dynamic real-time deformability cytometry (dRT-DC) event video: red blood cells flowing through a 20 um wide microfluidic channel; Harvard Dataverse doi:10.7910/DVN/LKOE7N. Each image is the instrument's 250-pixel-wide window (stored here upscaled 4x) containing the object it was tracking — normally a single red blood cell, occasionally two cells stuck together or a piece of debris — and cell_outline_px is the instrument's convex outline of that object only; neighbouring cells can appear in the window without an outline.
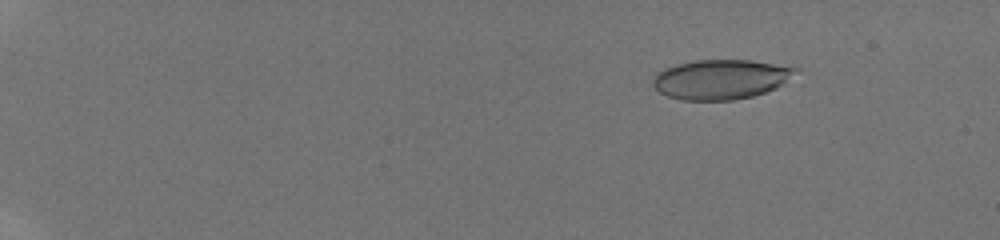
{"species": "human", "species_latin": "Homo sapiens", "temperature_condition": "room temperature", "stored_images_in_passage": 43, "camera_frame_rate_fps": 3000, "um_per_image_px": 0.085, "donor": {"sex": "male"}, "frame": {"image": 1, "passage_image": 8, "time_ms": 2.333, "image_size_px": [1000, 240], "cell_outline_px": [[800, 68], [776, 88], [752, 96], [732, 100], [680, 100], [668, 96], [660, 92], [652, 84], [652, 80], [656, 72], [664, 68], [676, 64], [696, 60], [752, 60], [792, 64]], "centroid_in_image_um": [61.29, 6.72], "position_along_channel_um": 23.7, "area_um2": 33.29}}
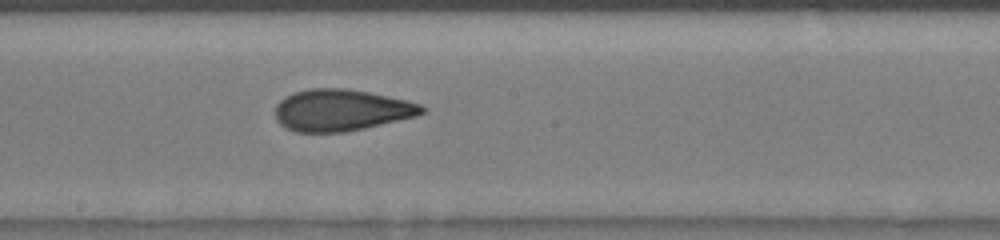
{"frame": {"image": 2, "passage_image": 26, "time_ms": 10.667, "image_size_px": [1000, 240], "cell_outline_px": [[428, 108], [424, 112], [416, 116], [364, 128], [344, 132], [296, 132], [280, 124], [276, 120], [276, 104], [280, 100], [296, 92], [308, 88], [344, 88], [368, 92], [408, 100], [420, 104]], "centroid_in_image_um": [29.02, 9.36], "position_along_channel_um": 219.2, "area_um2": 35.43}}
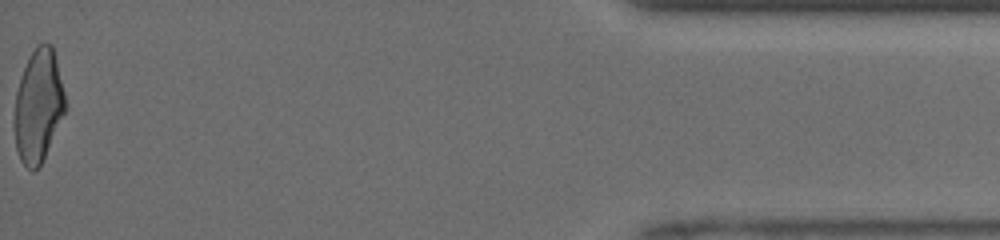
{"frame": {"image": 3, "passage_image": 43, "time_ms": 17.333, "image_size_px": [1000, 240], "cell_outline_px": [[64, 112], [44, 156], [40, 164], [32, 172], [20, 160], [16, 148], [12, 124], [12, 120], [16, 92], [28, 56], [36, 44], [52, 44], [64, 92]], "centroid_in_image_um": [3.2, 8.99], "position_along_channel_um": 432.0, "area_um2": 33.12}, "authors_computed_cell_mechanics": {"area_um2": 34.8534, "velocity_mm_per_s": 4.2172, "shape_relaxation_time_tau1_ms": 7.0409, "shape_relaxation_time_tau2_ms": 1.5837, "deformation_change_tau1": 0.2013, "deformation_change_tau2": 0.0948}}